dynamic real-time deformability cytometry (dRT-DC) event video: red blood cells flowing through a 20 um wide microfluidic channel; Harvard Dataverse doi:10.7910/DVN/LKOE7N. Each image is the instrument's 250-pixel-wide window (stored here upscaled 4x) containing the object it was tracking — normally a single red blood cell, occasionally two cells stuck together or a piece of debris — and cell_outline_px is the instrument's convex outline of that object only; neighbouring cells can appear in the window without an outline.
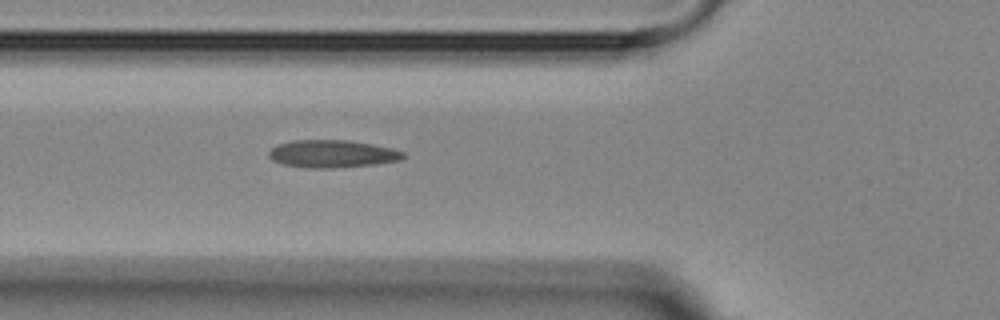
{"species": "Egyptian fruit bat (a non-hibernating species)", "species_latin": "Rousettus aegyptiacus", "temperature_condition": "room temperature", "stored_images_in_passage": 4, "camera_frame_rate_fps": 3000, "um_per_image_px": 0.085, "animal": {"sex": "female"}, "frame": {"image": 1, "passage_image": 4, "time_ms": 3.667, "image_size_px": [1000, 320], "cell_outline_px": [[404, 156], [400, 160], [376, 164], [336, 168], [308, 168], [280, 164], [272, 160], [268, 156], [268, 152], [276, 144], [292, 140], [348, 140], [372, 144], [392, 148], [404, 152]], "centroid_in_image_um": [28.2, 13.08], "position_along_channel_um": 97.6, "area_um2": 21.79}}